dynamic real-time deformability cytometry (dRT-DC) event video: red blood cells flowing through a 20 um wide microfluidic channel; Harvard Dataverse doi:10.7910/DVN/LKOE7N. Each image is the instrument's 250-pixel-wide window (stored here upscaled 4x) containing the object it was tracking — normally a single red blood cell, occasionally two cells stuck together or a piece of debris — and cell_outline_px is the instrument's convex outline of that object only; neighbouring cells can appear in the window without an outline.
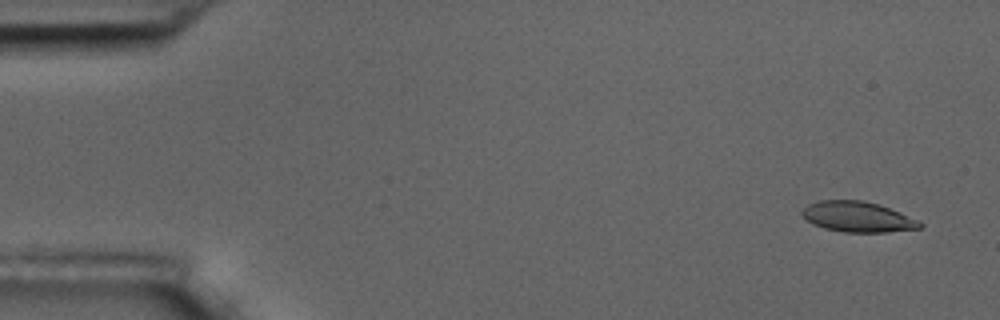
{"species": "common noctule bat (a hibernating species)", "species_latin": "Nyctalus noctula", "temperature_condition": "room temperature", "stored_images_in_passage": 4, "camera_frame_rate_fps": 3000, "um_per_image_px": 0.085, "animal": {"sex": "male", "body_mass_g": 17.5, "forearm_length_mm": 52.3}, "frame": {"image": 1, "passage_image": 1, "time_ms": 0.0, "image_size_px": [1000, 320], "cell_outline_px": [[924, 224], [920, 228], [888, 232], [844, 232], [824, 228], [812, 224], [800, 212], [808, 204], [820, 200], [860, 200], [876, 204], [900, 212], [920, 220]], "centroid_in_image_um": [72.91, 18.44], "position_along_channel_um": 12.1, "area_um2": 20.81}}
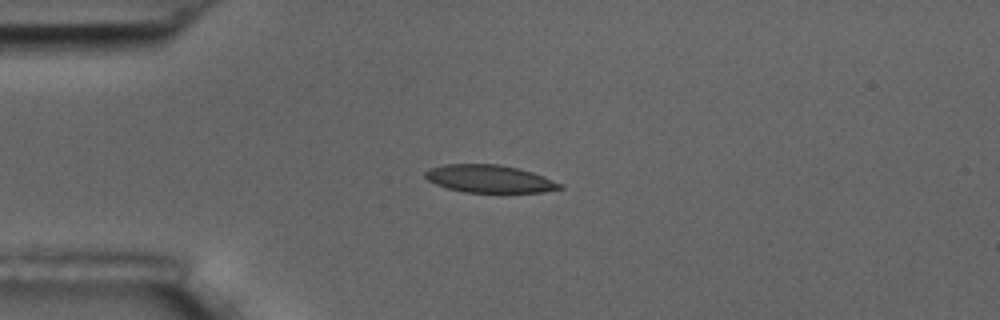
{"frame": {"image": 2, "passage_image": 4, "time_ms": 3.667, "image_size_px": [1000, 320], "cell_outline_px": [[564, 188], [544, 192], [464, 192], [448, 188], [436, 184], [428, 180], [424, 176], [424, 172], [428, 168], [444, 164], [500, 164], [532, 172], [544, 176], [564, 184]], "centroid_in_image_um": [41.61, 15.19], "position_along_channel_um": 43.4, "area_um2": 21.79}}